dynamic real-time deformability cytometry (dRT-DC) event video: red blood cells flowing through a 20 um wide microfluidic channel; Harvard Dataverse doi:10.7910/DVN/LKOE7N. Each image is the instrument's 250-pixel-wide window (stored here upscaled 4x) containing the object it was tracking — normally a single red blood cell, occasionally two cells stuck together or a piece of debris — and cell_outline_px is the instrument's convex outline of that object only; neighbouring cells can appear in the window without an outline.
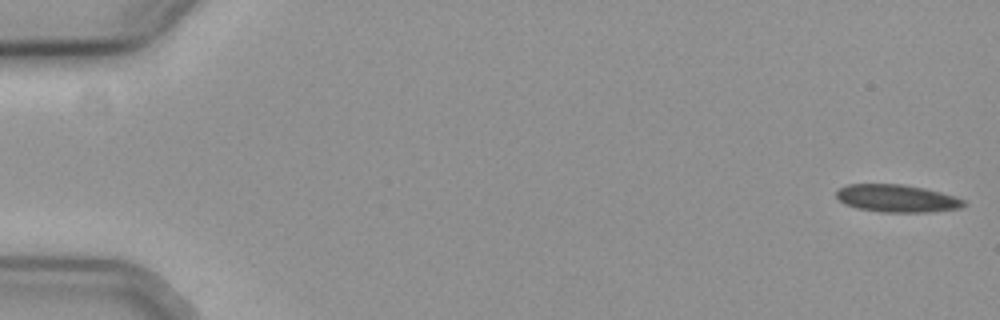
{"species": "common noctule bat (a hibernating species)", "species_latin": "Nyctalus noctula", "temperature_condition": "cold", "stored_images_in_passage": 56, "camera_frame_rate_fps": 3000, "um_per_image_px": 0.085, "animal": {"sex": "female", "body_mass_g": 19.3, "forearm_length_mm": 54.1}, "frame": {"image": 1, "passage_image": 1, "time_ms": 0.0, "image_size_px": [1000, 320], "cell_outline_px": [[968, 204], [960, 208], [932, 212], [880, 212], [856, 208], [844, 204], [836, 196], [836, 192], [840, 188], [848, 184], [900, 184], [924, 188], [956, 196], [964, 200]], "centroid_in_image_um": [76.26, 16.87], "position_along_channel_um": 8.7, "area_um2": 20.58}}
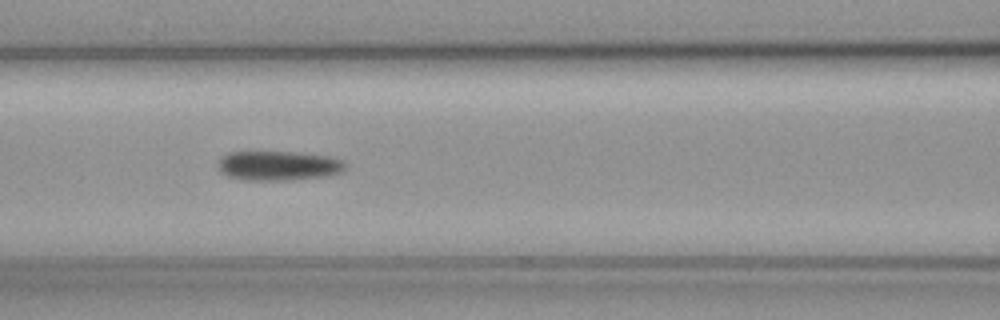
{"frame": {"image": 2, "passage_image": 25, "time_ms": 8.0, "image_size_px": [1000, 320], "cell_outline_px": [[348, 164], [340, 172], [328, 176], [288, 180], [244, 180], [228, 176], [220, 172], [216, 164], [220, 156], [228, 152], [292, 152], [332, 156], [344, 160]], "centroid_in_image_um": [23.65, 14.08], "position_along_channel_um": 142.9, "area_um2": 22.25}}
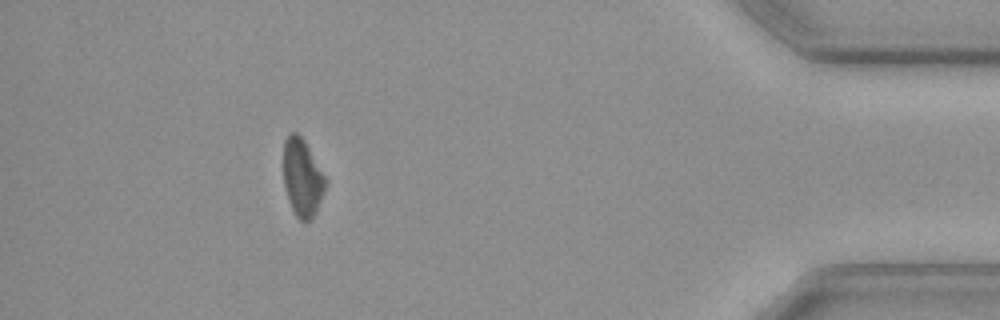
{"frame": {"image": 3, "passage_image": 51, "time_ms": 16.667, "image_size_px": [1000, 320], "cell_outline_px": [[328, 180], [324, 192], [316, 212], [308, 220], [300, 220], [296, 216], [288, 200], [284, 188], [284, 140], [292, 132], [296, 132], [304, 140]], "centroid_in_image_um": [25.71, 15.1], "position_along_channel_um": 409.5, "area_um2": 18.9}, "authors_computed_cell_mechanics": {"area_um2": 21.1259, "velocity_mm_per_s": 3.7072, "shape_relaxation_time_tau1_ms": 4.8303, "shape_relaxation_time_tau2_ms": null, "deformation_change_tau1": 0.1248, "deformation_change_tau2": null}}